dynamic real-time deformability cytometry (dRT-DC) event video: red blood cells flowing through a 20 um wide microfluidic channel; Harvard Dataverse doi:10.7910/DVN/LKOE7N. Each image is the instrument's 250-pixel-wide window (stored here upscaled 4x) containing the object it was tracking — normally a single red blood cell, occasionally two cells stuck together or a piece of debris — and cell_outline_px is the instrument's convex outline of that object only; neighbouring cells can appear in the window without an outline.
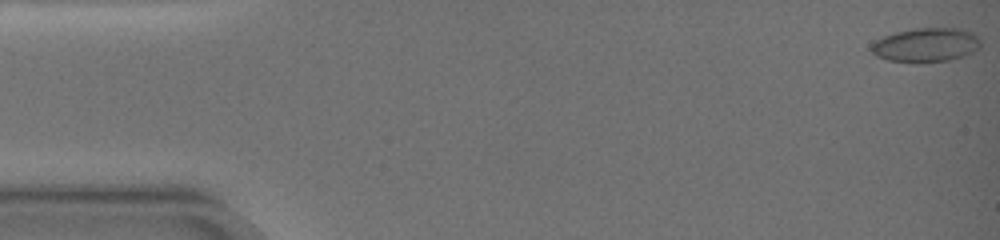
{"species": "common noctule bat (a hibernating species)", "species_latin": "Nyctalus noctula", "temperature_condition": "warm", "stored_images_in_passage": 29, "camera_frame_rate_fps": 3000, "um_per_image_px": 0.085, "animal": {"sex": "female", "body_mass_g": 19.0, "forearm_length_mm": 51.5}, "frame": {"image": 1, "passage_image": 1, "time_ms": 0.0, "image_size_px": [1000, 240], "cell_outline_px": [[980, 48], [964, 56], [948, 60], [916, 64], [888, 60], [876, 56], [868, 48], [876, 40], [884, 36], [896, 32], [916, 28], [960, 28], [972, 32], [980, 40]], "centroid_in_image_um": [78.69, 3.84], "position_along_channel_um": 6.3, "area_um2": 22.02}}
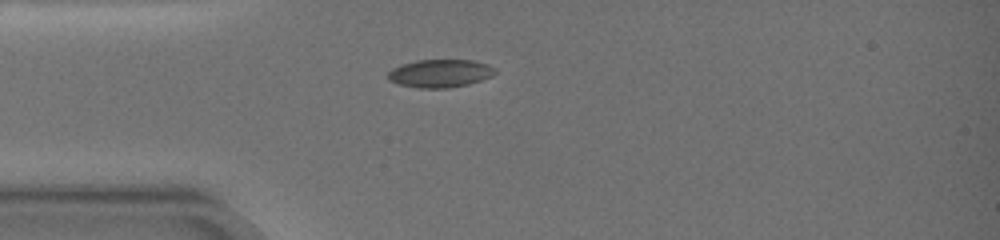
{"frame": {"image": 2, "passage_image": 25, "time_ms": 5.0, "image_size_px": [1000, 240], "cell_outline_px": [[496, 72], [492, 76], [468, 84], [448, 88], [416, 88], [396, 84], [388, 80], [388, 72], [392, 68], [400, 64], [416, 60], [472, 60], [488, 64], [496, 68]], "centroid_in_image_um": [37.38, 6.24], "position_along_channel_um": 47.6, "area_um2": 17.69}}